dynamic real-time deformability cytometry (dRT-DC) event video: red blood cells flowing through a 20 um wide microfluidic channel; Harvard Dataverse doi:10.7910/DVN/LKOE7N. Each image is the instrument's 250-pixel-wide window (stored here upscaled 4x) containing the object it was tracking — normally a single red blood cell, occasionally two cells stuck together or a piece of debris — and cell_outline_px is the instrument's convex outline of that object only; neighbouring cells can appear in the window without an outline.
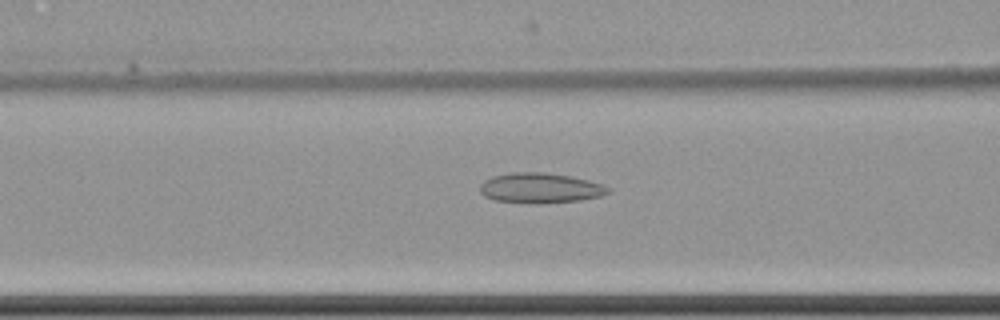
{"species": "common noctule bat (a hibernating species)", "species_latin": "Nyctalus noctula", "temperature_condition": "cold", "stored_images_in_passage": 60, "camera_frame_rate_fps": 3000, "um_per_image_px": 0.085, "animal": {"sex": "female", "body_mass_g": 22.7, "forearm_length_mm": 54.2}, "frame": {"image": 1, "passage_image": 26, "time_ms": 8.333, "image_size_px": [1000, 320], "cell_outline_px": [[608, 192], [600, 196], [580, 200], [540, 204], [528, 204], [496, 200], [484, 196], [480, 192], [480, 184], [484, 180], [492, 176], [512, 172], [544, 172], [572, 176], [604, 184], [608, 188]], "centroid_in_image_um": [45.89, 15.98], "position_along_channel_um": 120.7, "area_um2": 22.72}}
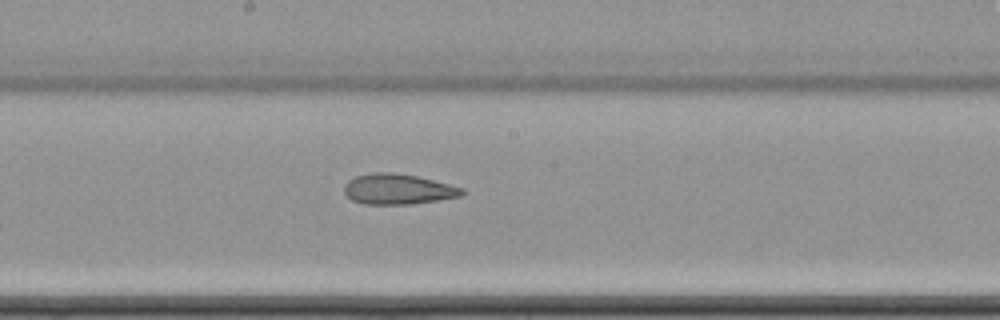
{"frame": {"image": 2, "passage_image": 34, "time_ms": 11.0, "image_size_px": [1000, 320], "cell_outline_px": [[468, 192], [460, 196], [412, 204], [364, 204], [352, 200], [344, 192], [344, 184], [348, 180], [356, 176], [372, 172], [392, 172], [416, 176], [464, 188]], "centroid_in_image_um": [33.82, 16.07], "position_along_channel_um": 214.4, "area_um2": 20.87}}
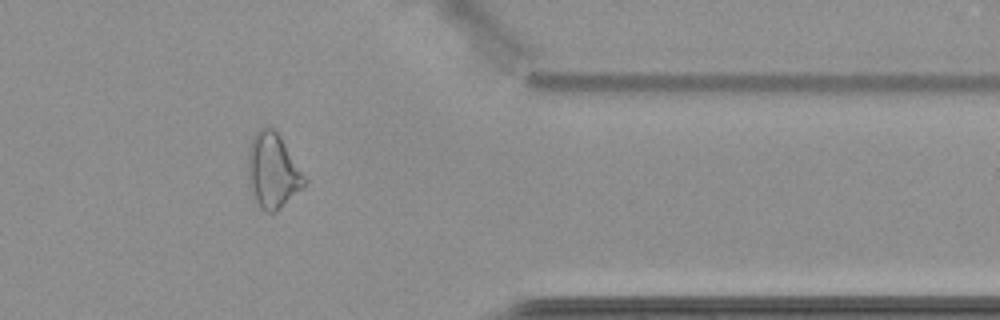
{"frame": {"image": 3, "passage_image": 50, "time_ms": 16.333, "image_size_px": [1000, 320], "cell_outline_px": [[308, 180], [276, 212], [264, 212], [260, 208], [252, 196], [248, 184], [248, 152], [252, 136], [264, 124], [272, 128], [280, 136]], "centroid_in_image_um": [23.14, 14.5], "position_along_channel_um": 388.3, "area_um2": 24.62}, "authors_computed_cell_mechanics": {"area_um2": 25.1141, "velocity_mm_per_s": 3.5113, "shape_relaxation_time_tau1_ms": 7.4458, "shape_relaxation_time_tau2_ms": 4.1426, "deformation_change_tau1": 0.1134, "deformation_change_tau2": 0.1295}}